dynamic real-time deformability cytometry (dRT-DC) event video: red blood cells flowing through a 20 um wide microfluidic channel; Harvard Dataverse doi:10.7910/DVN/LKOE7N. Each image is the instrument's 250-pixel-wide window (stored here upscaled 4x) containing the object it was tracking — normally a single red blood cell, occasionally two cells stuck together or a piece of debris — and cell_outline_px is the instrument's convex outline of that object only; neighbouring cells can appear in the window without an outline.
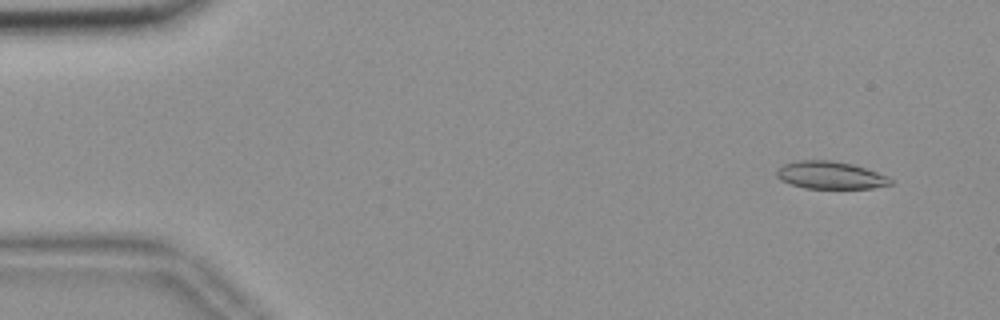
{"species": "common noctule bat (a hibernating species)", "species_latin": "Nyctalus noctula", "temperature_condition": "room temperature", "stored_images_in_passage": 55, "camera_frame_rate_fps": 3000, "um_per_image_px": 0.085, "animal": {"sex": "female", "body_mass_g": 18.4}, "frame": {"image": 1, "passage_image": 4, "time_ms": 1.0, "image_size_px": [1000, 320], "cell_outline_px": [[892, 184], [872, 188], [804, 188], [780, 180], [776, 176], [776, 172], [784, 164], [796, 160], [832, 160], [852, 164], [888, 176], [892, 180]], "centroid_in_image_um": [70.57, 14.89], "position_along_channel_um": 14.4, "area_um2": 18.15}}
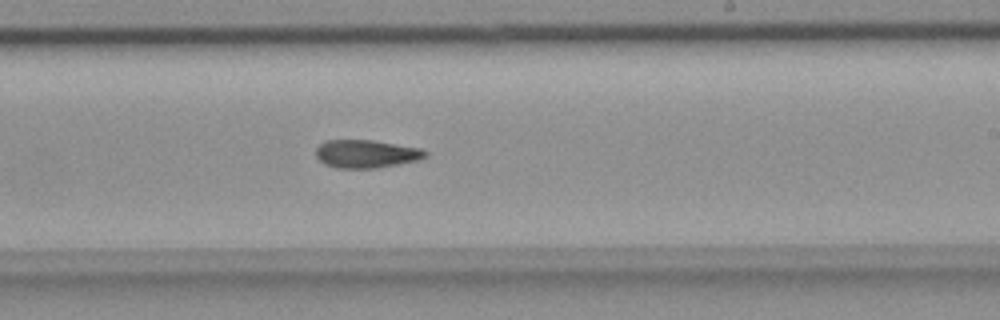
{"frame": {"image": 2, "passage_image": 33, "time_ms": 10.667, "image_size_px": [1000, 320], "cell_outline_px": [[428, 156], [416, 160], [376, 168], [336, 168], [324, 164], [316, 156], [316, 148], [320, 144], [328, 140], [372, 140], [420, 148], [428, 152]], "centroid_in_image_um": [31.11, 13.07], "position_along_channel_um": 257.9, "area_um2": 17.74}}
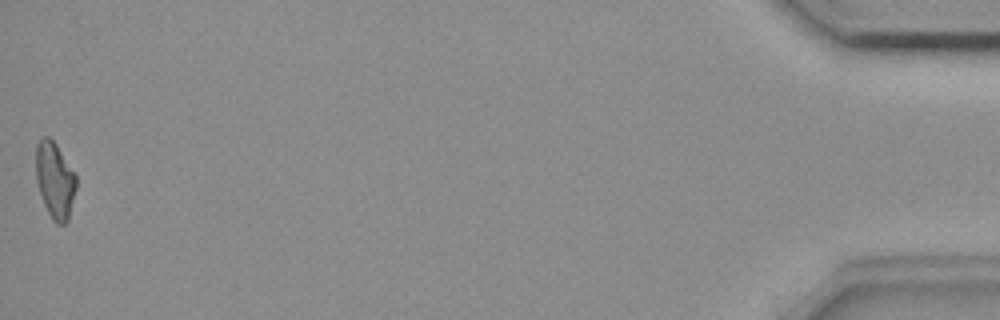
{"frame": {"image": 3, "passage_image": 55, "time_ms": 18.0, "image_size_px": [1000, 320], "cell_outline_px": [[76, 188], [68, 220], [64, 224], [56, 224], [52, 220], [44, 204], [36, 180], [36, 144], [44, 136], [48, 136], [56, 144], [76, 176]], "centroid_in_image_um": [4.66, 15.33], "position_along_channel_um": 430.5, "area_um2": 17.69}, "authors_computed_cell_mechanics": {"area_um2": 18.207, "velocity_mm_per_s": 3.681, "shape_relaxation_time_tau1_ms": null, "shape_relaxation_time_tau2_ms": 10.2206, "deformation_change_tau1": null, "deformation_change_tau2": 0.2013}}